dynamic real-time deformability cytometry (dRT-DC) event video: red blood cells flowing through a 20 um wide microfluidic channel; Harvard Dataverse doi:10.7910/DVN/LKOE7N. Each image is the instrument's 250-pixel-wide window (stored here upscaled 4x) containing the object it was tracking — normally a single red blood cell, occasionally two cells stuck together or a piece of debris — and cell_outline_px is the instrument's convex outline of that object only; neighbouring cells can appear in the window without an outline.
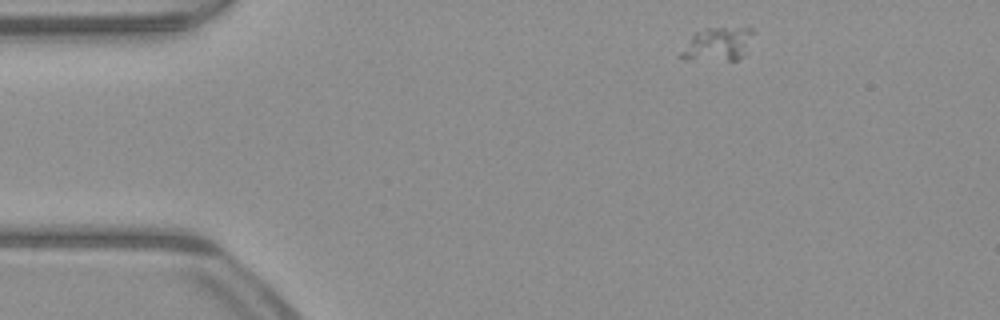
{"species": "common noctule bat (a hibernating species)", "species_latin": "Nyctalus noctula", "temperature_condition": "warm", "stored_images_in_passage": 45, "camera_frame_rate_fps": 3000, "um_per_image_px": 0.085, "animal": {"sex": "male", "body_mass_g": 23.1, "forearm_length_mm": 52.7}, "frame": {"image": 1, "passage_image": 1, "time_ms": 0.0, "image_size_px": [1000, 320], "cell_outline_px": [[756, 32], [740, 56], [736, 60], [684, 60], [680, 56], [680, 52], [692, 36], [696, 32], [708, 28], [752, 28]], "centroid_in_image_um": [60.99, 3.75], "position_along_channel_um": 24.0, "area_um2": 13.81}}
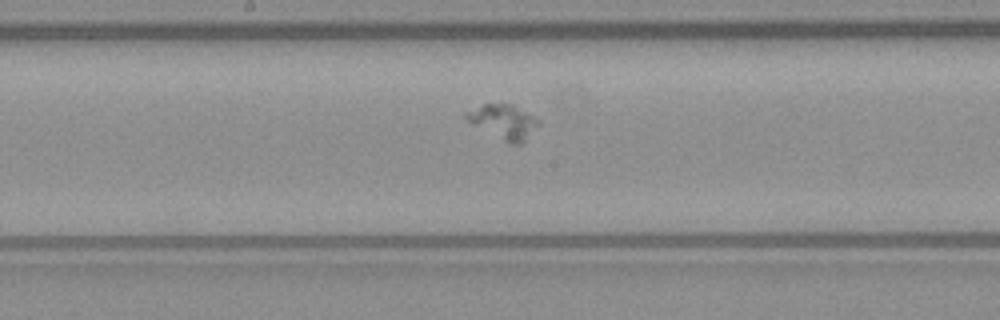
{"frame": {"image": 2, "passage_image": 20, "time_ms": 6.333, "image_size_px": [1000, 320], "cell_outline_px": [[540, 124], [520, 144], [512, 144], [472, 124], [464, 116], [464, 112], [484, 104], [512, 104], [536, 116], [540, 120]], "centroid_in_image_um": [42.83, 10.32], "position_along_channel_um": 205.4, "area_um2": 14.22}}
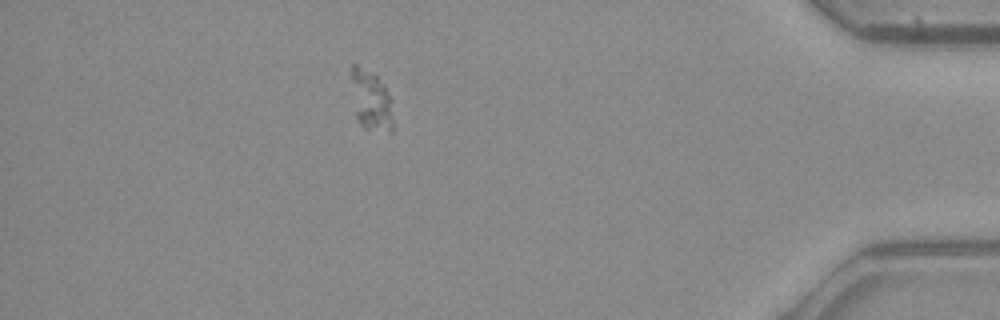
{"frame": {"image": 3, "passage_image": 39, "time_ms": 12.667, "image_size_px": [1000, 320], "cell_outline_px": [[392, 132], [388, 132], [364, 128], [360, 124], [356, 116], [352, 80], [352, 64], [356, 64], [376, 76], [384, 84], [388, 96], [392, 120]], "centroid_in_image_um": [31.53, 8.56], "position_along_channel_um": 403.7, "area_um2": 13.99}}